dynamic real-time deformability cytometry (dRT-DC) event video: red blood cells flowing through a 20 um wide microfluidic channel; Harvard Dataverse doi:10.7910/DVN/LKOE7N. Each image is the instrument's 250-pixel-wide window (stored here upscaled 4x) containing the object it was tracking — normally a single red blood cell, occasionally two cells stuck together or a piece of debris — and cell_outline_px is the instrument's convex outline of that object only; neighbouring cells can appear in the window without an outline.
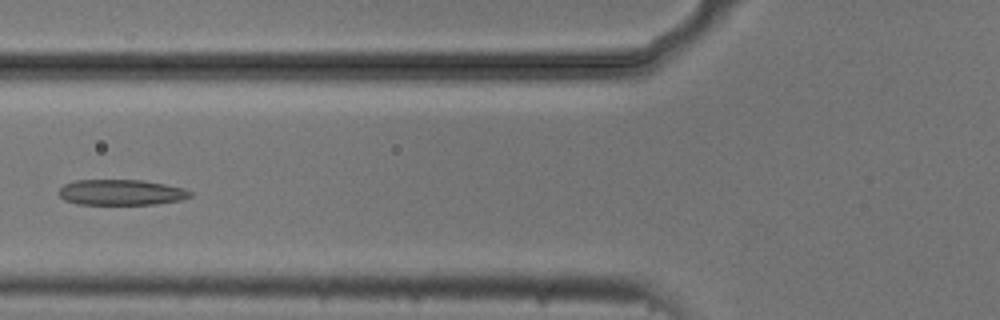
{"species": "common noctule bat (a hibernating species)", "species_latin": "Nyctalus noctula", "temperature_condition": "cold", "stored_images_in_passage": 4, "camera_frame_rate_fps": 3000, "um_per_image_px": 0.085, "animal": {"sex": "male", "body_mass_g": 20.5, "forearm_length_mm": 52.5}, "frame": {"image": 1, "passage_image": 3, "time_ms": 0.667, "image_size_px": [1000, 320], "cell_outline_px": [[192, 196], [180, 200], [156, 204], [80, 204], [64, 200], [56, 192], [64, 184], [76, 180], [140, 180], [164, 184], [184, 188], [192, 192]], "centroid_in_image_um": [10.28, 16.35], "position_along_channel_um": 115.5, "area_um2": 19.59}}
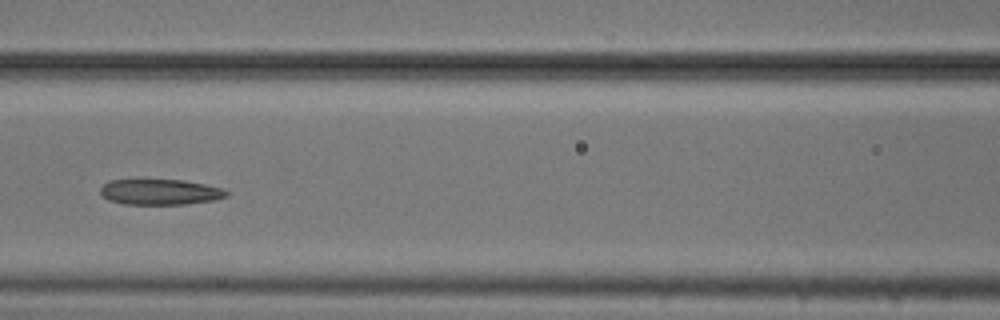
{"frame": {"image": 2, "passage_image": 4, "time_ms": 1.0, "image_size_px": [1000, 320], "cell_outline_px": [[228, 196], [216, 200], [184, 204], [124, 204], [108, 200], [100, 192], [100, 188], [104, 184], [112, 180], [184, 180], [204, 184], [220, 188], [228, 192]], "centroid_in_image_um": [13.62, 16.32], "position_along_channel_um": 153.0, "area_um2": 18.67}}